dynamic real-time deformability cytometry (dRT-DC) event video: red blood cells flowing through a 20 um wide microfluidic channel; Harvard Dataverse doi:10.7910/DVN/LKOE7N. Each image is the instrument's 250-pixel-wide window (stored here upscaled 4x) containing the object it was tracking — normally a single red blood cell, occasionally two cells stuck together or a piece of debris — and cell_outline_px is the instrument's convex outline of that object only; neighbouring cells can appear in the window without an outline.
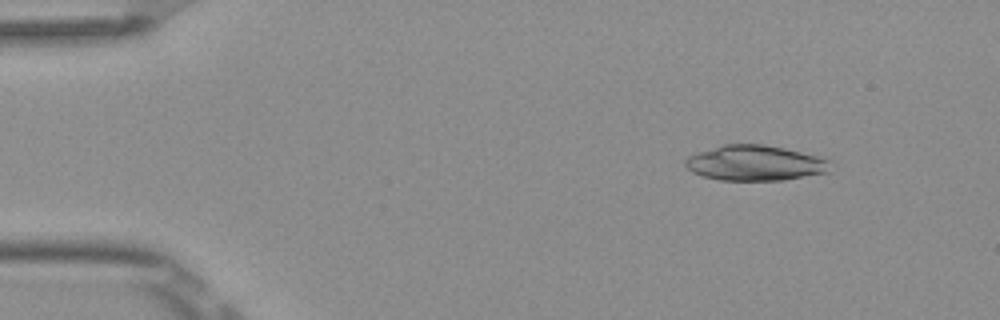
{"species": "Egyptian fruit bat (a non-hibernating species)", "species_latin": "Rousettus aegyptiacus", "temperature_condition": "room temperature", "stored_images_in_passage": 5, "camera_frame_rate_fps": 3000, "um_per_image_px": 0.085, "frame": {"image": 1, "passage_image": 2, "time_ms": 0.333, "image_size_px": [1000, 320], "cell_outline_px": [[832, 172], [784, 180], [720, 180], [704, 176], [692, 172], [684, 164], [684, 160], [688, 156], [724, 144], [764, 144], [784, 148], [832, 160]], "centroid_in_image_um": [64.25, 13.86], "position_along_channel_um": 20.8, "area_um2": 29.94}}